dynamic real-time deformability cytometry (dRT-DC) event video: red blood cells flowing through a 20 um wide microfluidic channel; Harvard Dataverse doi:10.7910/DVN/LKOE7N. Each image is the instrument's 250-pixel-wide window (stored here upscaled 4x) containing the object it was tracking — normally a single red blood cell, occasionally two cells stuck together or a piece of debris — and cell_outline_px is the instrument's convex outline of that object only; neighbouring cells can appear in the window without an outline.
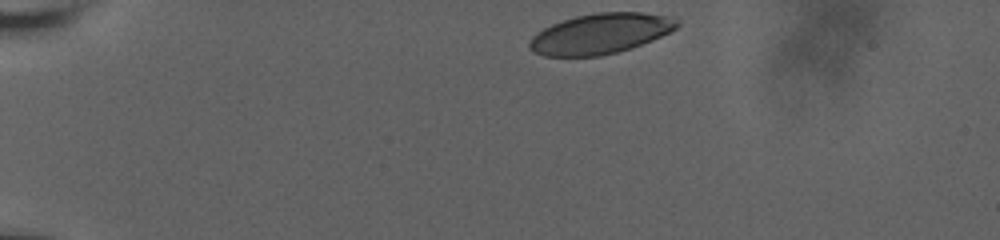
{"species": "human", "species_latin": "Homo sapiens", "temperature_condition": "room temperature", "stored_images_in_passage": 39, "camera_frame_rate_fps": 3000, "um_per_image_px": 0.085, "donor": {"sex": "male"}, "frame": {"image": 1, "passage_image": 1, "time_ms": 0.0, "image_size_px": [1000, 240], "cell_outline_px": [[680, 24], [676, 28], [652, 40], [632, 48], [600, 56], [544, 56], [532, 52], [528, 48], [528, 44], [532, 36], [544, 28], [552, 24], [576, 16], [596, 12], [640, 12], [668, 16], [680, 20]], "centroid_in_image_um": [51.02, 2.86], "position_along_channel_um": 34.0, "area_um2": 34.68}}
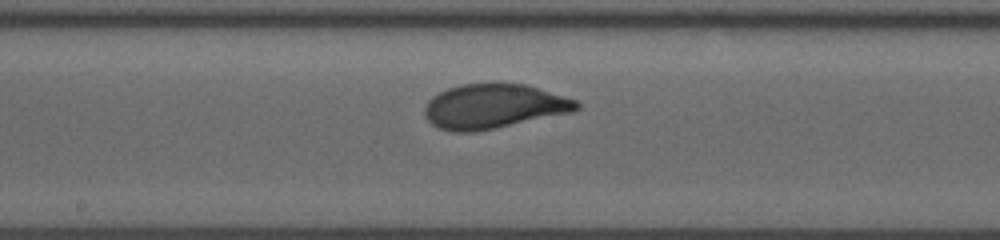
{"frame": {"image": 2, "passage_image": 22, "time_ms": 7.0, "image_size_px": [1000, 240], "cell_outline_px": [[580, 108], [572, 112], [496, 128], [476, 132], [452, 132], [440, 128], [432, 124], [424, 116], [424, 108], [428, 100], [432, 96], [448, 88], [460, 84], [492, 80], [496, 80], [524, 84], [564, 96], [576, 100], [580, 104]], "centroid_in_image_um": [41.93, 9.0], "position_along_channel_um": 206.3, "area_um2": 40.17}}
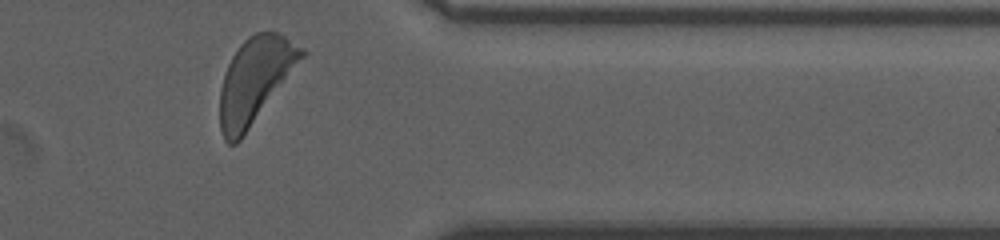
{"frame": {"image": 3, "passage_image": 38, "time_ms": 12.333, "image_size_px": [1000, 240], "cell_outline_px": [[308, 52], [240, 140], [236, 144], [228, 144], [224, 140], [220, 128], [220, 88], [224, 72], [232, 56], [240, 44], [248, 36], [256, 32], [276, 32], [284, 36], [304, 48]], "centroid_in_image_um": [21.66, 6.81], "position_along_channel_um": 389.7, "area_um2": 40.29}, "authors_computed_cell_mechanics": {"area_um2": 38.8416, "velocity_mm_per_s": 3.6237, "shape_relaxation_time_tau1_ms": 4.1648, "shape_relaxation_time_tau2_ms": null, "deformation_change_tau1": 0.2043, "deformation_change_tau2": null}}